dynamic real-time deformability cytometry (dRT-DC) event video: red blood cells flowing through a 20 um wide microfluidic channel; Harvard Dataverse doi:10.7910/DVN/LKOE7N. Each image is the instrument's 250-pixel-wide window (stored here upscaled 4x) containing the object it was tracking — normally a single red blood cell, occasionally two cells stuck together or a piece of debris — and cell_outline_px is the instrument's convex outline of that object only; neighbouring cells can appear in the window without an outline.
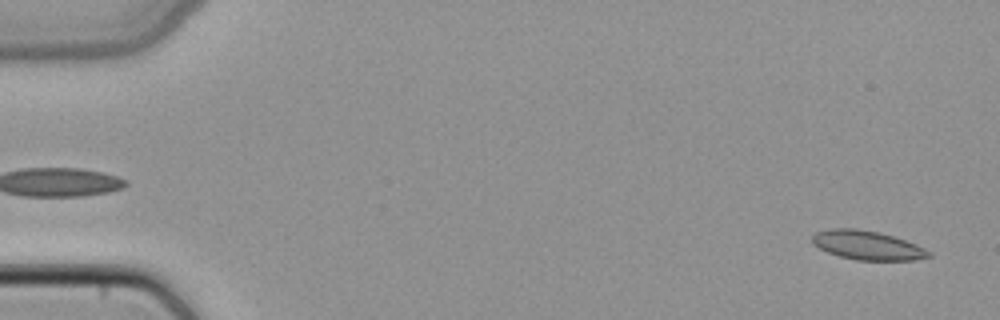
{"species": "common noctule bat (a hibernating species)", "species_latin": "Nyctalus noctula", "temperature_condition": "cold", "stored_images_in_passage": 50, "camera_frame_rate_fps": 3000, "um_per_image_px": 0.085, "animal": {"sex": "female", "body_mass_g": 22.7, "forearm_length_mm": 54.2}, "frame": {"image": 1, "passage_image": 2, "time_ms": 0.333, "image_size_px": [1000, 320], "cell_outline_px": [[932, 256], [916, 260], [856, 260], [840, 256], [828, 252], [812, 244], [812, 236], [816, 232], [832, 228], [856, 228], [880, 232], [916, 244], [932, 252]], "centroid_in_image_um": [73.73, 20.84], "position_along_channel_um": 11.3, "area_um2": 19.71}}
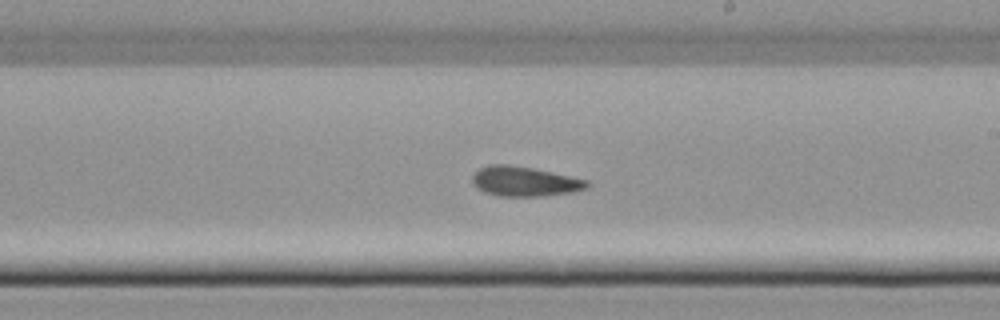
{"frame": {"image": 2, "passage_image": 29, "time_ms": 9.333, "image_size_px": [1000, 320], "cell_outline_px": [[592, 184], [588, 188], [572, 192], [544, 196], [500, 196], [476, 188], [472, 184], [472, 176], [480, 168], [488, 164], [508, 164], [532, 168], [552, 172], [588, 180]], "centroid_in_image_um": [44.61, 15.42], "position_along_channel_um": 244.4, "area_um2": 19.94}}
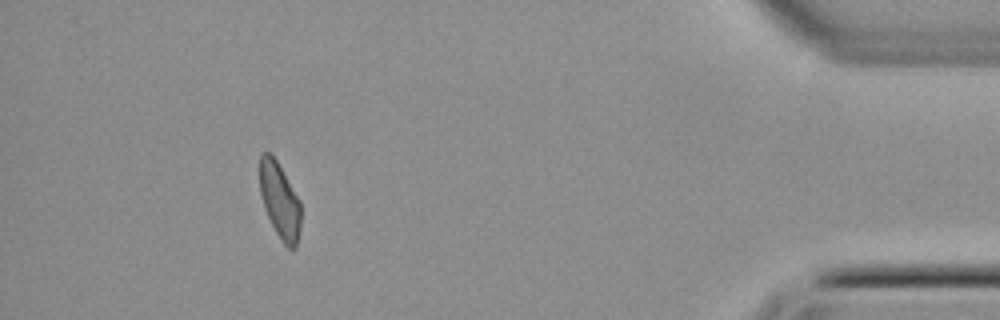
{"frame": {"image": 3, "passage_image": 45, "time_ms": 14.667, "image_size_px": [1000, 320], "cell_outline_px": [[300, 228], [296, 248], [292, 252], [280, 240], [264, 208], [260, 192], [260, 152], [268, 152], [276, 160], [300, 200]], "centroid_in_image_um": [23.78, 17.09], "position_along_channel_um": 411.4, "area_um2": 18.09}}